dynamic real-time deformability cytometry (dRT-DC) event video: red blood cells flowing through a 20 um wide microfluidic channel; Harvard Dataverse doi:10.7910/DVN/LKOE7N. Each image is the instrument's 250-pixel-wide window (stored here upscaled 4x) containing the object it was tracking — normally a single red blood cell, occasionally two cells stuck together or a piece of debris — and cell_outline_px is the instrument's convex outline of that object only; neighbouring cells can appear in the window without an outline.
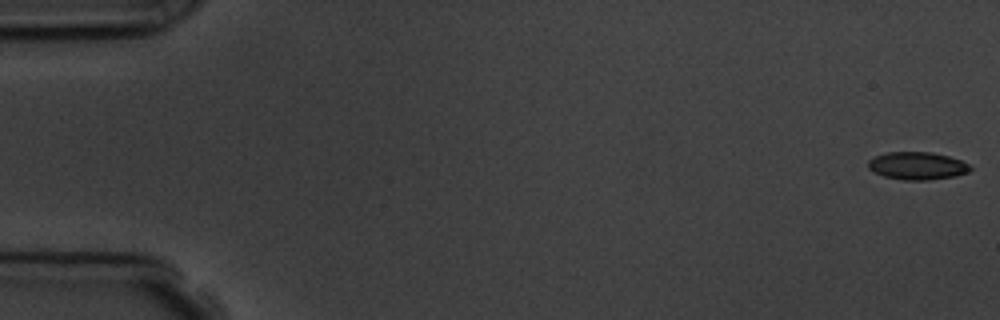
{"species": "common noctule bat (a hibernating species)", "species_latin": "Nyctalus noctula", "temperature_condition": "room temperature", "stored_images_in_passage": 3, "camera_frame_rate_fps": 3000, "um_per_image_px": 0.085, "animal": {"sex": "male", "body_mass_g": 19.5, "forearm_length_mm": 54.6}, "frame": {"image": 1, "passage_image": 1, "time_ms": 0.0, "image_size_px": [1000, 320], "cell_outline_px": [[972, 168], [968, 172], [956, 176], [928, 180], [904, 180], [884, 176], [872, 172], [868, 168], [868, 160], [876, 156], [888, 152], [932, 152], [948, 156], [960, 160], [968, 164]], "centroid_in_image_um": [77.95, 14.1], "position_along_channel_um": 7.0, "area_um2": 16.47}}